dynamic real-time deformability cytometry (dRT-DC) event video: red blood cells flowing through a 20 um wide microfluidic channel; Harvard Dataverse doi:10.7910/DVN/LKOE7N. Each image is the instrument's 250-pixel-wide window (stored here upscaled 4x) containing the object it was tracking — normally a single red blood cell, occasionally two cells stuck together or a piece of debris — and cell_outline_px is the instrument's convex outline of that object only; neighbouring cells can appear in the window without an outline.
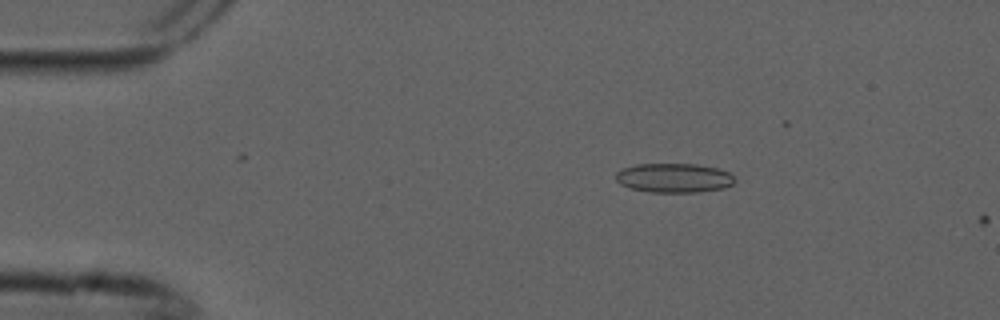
{"species": "common noctule bat (a hibernating species)", "species_latin": "Nyctalus noctula", "temperature_condition": "cold", "stored_images_in_passage": 3, "camera_frame_rate_fps": 3000, "um_per_image_px": 0.085, "animal": {"sex": "male", "forearm_length_mm": 52.5}, "frame": {"image": 1, "passage_image": 2, "time_ms": 0.333, "image_size_px": [1000, 320], "cell_outline_px": [[736, 180], [732, 184], [724, 188], [696, 192], [652, 192], [632, 188], [620, 184], [616, 180], [616, 172], [624, 168], [636, 164], [696, 164], [716, 168], [728, 172]], "centroid_in_image_um": [57.28, 15.12], "position_along_channel_um": 27.7, "area_um2": 20.11}}